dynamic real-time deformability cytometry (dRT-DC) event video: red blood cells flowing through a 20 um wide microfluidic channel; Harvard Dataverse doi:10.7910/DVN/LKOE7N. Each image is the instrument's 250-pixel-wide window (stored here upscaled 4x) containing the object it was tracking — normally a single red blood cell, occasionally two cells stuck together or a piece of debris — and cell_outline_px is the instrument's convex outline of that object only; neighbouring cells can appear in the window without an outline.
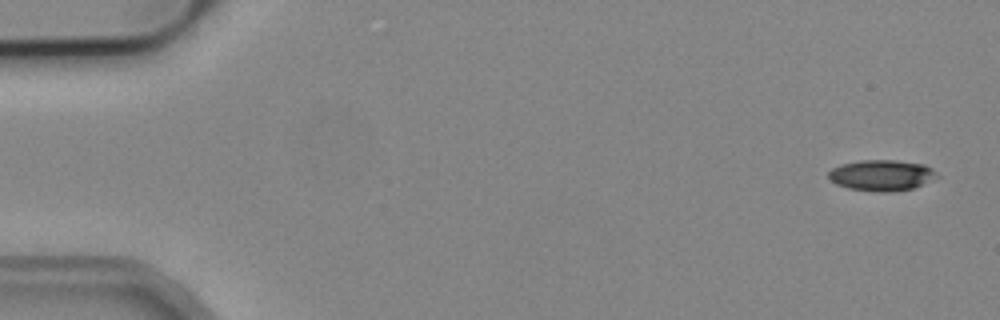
{"species": "common noctule bat (a hibernating species)", "species_latin": "Nyctalus noctula", "temperature_condition": "cold", "stored_images_in_passage": 5, "camera_frame_rate_fps": 3000, "um_per_image_px": 0.085, "animal": {"sex": "male", "body_mass_g": 19.2, "forearm_length_mm": 51.8}, "frame": {"image": 1, "passage_image": 1, "time_ms": 0.0, "image_size_px": [1000, 320], "cell_outline_px": [[940, 176], [912, 188], [892, 192], [876, 192], [848, 188], [836, 184], [828, 176], [828, 172], [832, 168], [840, 164], [860, 160], [896, 160], [924, 164], [932, 168]], "centroid_in_image_um": [74.93, 14.89], "position_along_channel_um": 10.1, "area_um2": 19.59}}
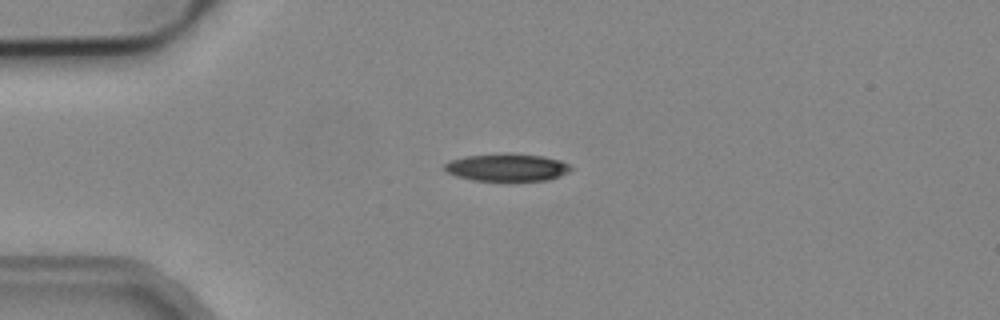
{"frame": {"image": 2, "passage_image": 4, "time_ms": 1.0, "image_size_px": [1000, 320], "cell_outline_px": [[572, 168], [568, 172], [560, 176], [548, 180], [512, 184], [504, 184], [472, 180], [456, 176], [448, 172], [444, 168], [444, 164], [448, 160], [464, 156], [544, 156], [560, 160], [568, 164]], "centroid_in_image_um": [43.09, 14.34], "position_along_channel_um": 41.9, "area_um2": 20.46}}